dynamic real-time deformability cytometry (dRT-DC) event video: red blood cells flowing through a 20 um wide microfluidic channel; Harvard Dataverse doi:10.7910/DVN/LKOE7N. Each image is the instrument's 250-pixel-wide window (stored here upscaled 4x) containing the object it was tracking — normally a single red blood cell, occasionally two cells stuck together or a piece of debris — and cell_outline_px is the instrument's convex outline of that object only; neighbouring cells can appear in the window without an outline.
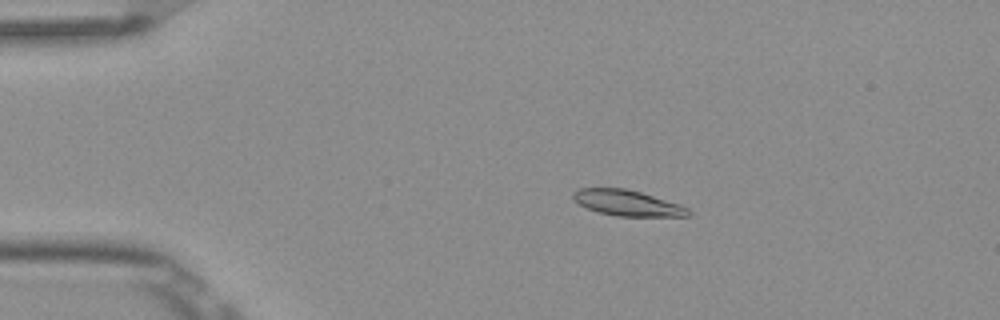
{"species": "Egyptian fruit bat (a non-hibernating species)", "species_latin": "Rousettus aegyptiacus", "temperature_condition": "room temperature", "stored_images_in_passage": 8, "camera_frame_rate_fps": 3000, "um_per_image_px": 0.085, "frame": {"image": 1, "passage_image": 3, "time_ms": 0.667, "image_size_px": [1000, 320], "cell_outline_px": [[692, 212], [688, 216], [616, 216], [596, 212], [572, 200], [572, 192], [576, 188], [628, 188], [680, 204], [688, 208]], "centroid_in_image_um": [53.29, 17.24], "position_along_channel_um": 31.7, "area_um2": 17.46}}
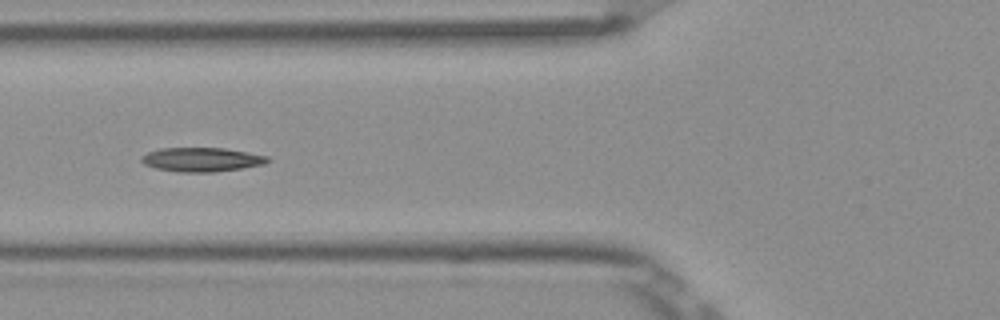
{"frame": {"image": 2, "passage_image": 6, "time_ms": 1.667, "image_size_px": [1000, 320], "cell_outline_px": [[272, 160], [264, 164], [240, 168], [212, 172], [180, 172], [156, 168], [144, 164], [140, 160], [140, 156], [148, 152], [160, 148], [224, 148], [268, 156]], "centroid_in_image_um": [17.12, 13.56], "position_along_channel_um": 108.7, "area_um2": 17.63}}
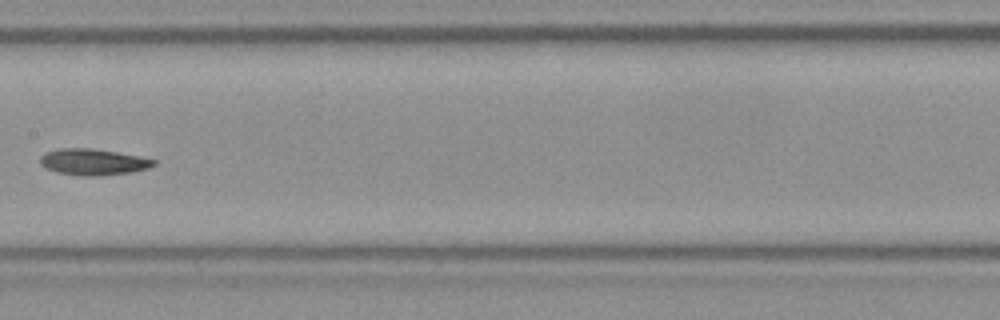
{"frame": {"image": 3, "passage_image": 8, "time_ms": 2.333, "image_size_px": [1000, 320], "cell_outline_px": [[156, 164], [148, 168], [132, 172], [96, 176], [80, 176], [56, 172], [44, 168], [40, 164], [40, 156], [44, 152], [60, 148], [92, 148], [140, 156], [156, 160]], "centroid_in_image_um": [7.88, 13.76], "position_along_channel_um": 199.5, "area_um2": 17.57}}